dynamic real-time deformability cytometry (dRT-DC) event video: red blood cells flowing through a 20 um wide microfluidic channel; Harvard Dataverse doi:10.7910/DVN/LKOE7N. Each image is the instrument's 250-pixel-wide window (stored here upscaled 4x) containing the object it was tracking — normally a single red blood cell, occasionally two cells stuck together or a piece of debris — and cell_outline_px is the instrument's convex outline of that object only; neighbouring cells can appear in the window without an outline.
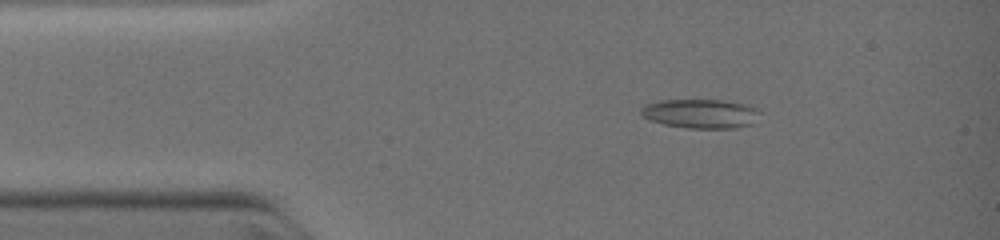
{"species": "common noctule bat (a hibernating species)", "species_latin": "Nyctalus noctula", "temperature_condition": "warm", "stored_images_in_passage": 19, "camera_frame_rate_fps": 3000, "um_per_image_px": 0.085, "animal": {"sex": "female", "body_mass_g": 19.0, "forearm_length_mm": 51.5}, "frame": {"image": 1, "passage_image": 8, "time_ms": 1.667, "image_size_px": [1000, 240], "cell_outline_px": [[760, 112], [752, 124], [736, 128], [688, 128], [664, 124], [648, 120], [640, 112], [640, 108], [644, 104], [660, 100], [724, 100], [748, 104], [756, 108]], "centroid_in_image_um": [59.54, 9.65], "position_along_channel_um": 25.5, "area_um2": 20.35}}
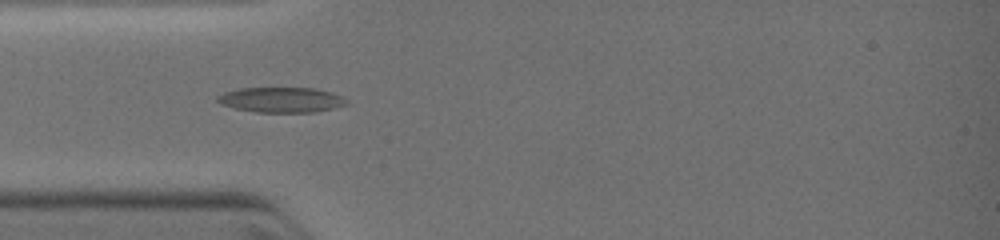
{"frame": {"image": 2, "passage_image": 14, "time_ms": 3.333, "image_size_px": [1000, 240], "cell_outline_px": [[348, 104], [316, 112], [256, 112], [232, 108], [220, 104], [216, 100], [216, 96], [224, 92], [240, 88], [316, 88], [332, 92], [344, 96], [348, 100]], "centroid_in_image_um": [23.91, 8.48], "position_along_channel_um": 61.1, "area_um2": 19.19}}
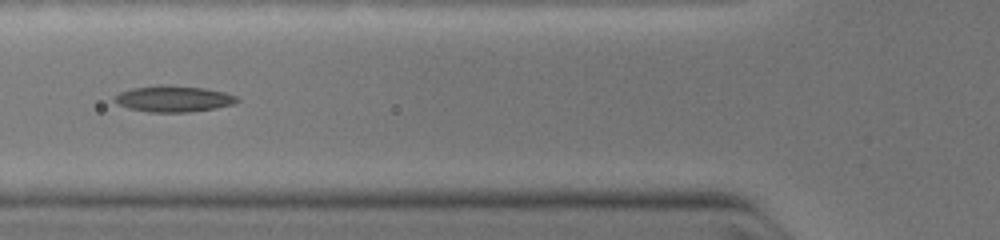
{"frame": {"image": 3, "passage_image": 18, "time_ms": 4.333, "image_size_px": [1000, 240], "cell_outline_px": [[240, 100], [232, 104], [216, 108], [188, 112], [148, 112], [128, 108], [116, 104], [112, 100], [112, 96], [120, 92], [132, 88], [160, 84], [168, 84], [204, 88], [224, 92], [236, 96]], "centroid_in_image_um": [14.68, 8.39], "position_along_channel_um": 111.1, "area_um2": 18.96}}